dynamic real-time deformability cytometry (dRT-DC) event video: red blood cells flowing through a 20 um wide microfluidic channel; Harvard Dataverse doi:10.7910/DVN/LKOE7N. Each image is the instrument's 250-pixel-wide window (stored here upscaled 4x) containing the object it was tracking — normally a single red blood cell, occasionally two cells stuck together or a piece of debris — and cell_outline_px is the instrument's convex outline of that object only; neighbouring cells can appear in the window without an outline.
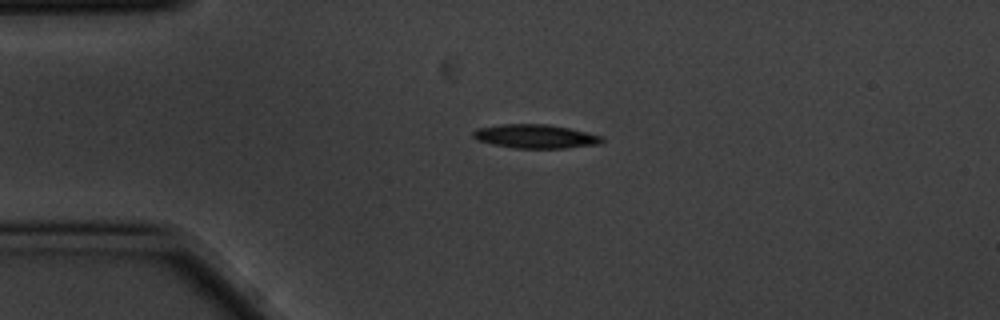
{"species": "common noctule bat (a hibernating species)", "species_latin": "Nyctalus noctula", "temperature_condition": "cold", "stored_images_in_passage": 1, "camera_frame_rate_fps": 3000, "um_per_image_px": 0.085, "animal": {"sex": "male", "body_mass_g": 20.1, "forearm_length_mm": 53.5}, "frame": {"image": 1, "passage_image": 1, "time_ms": 0.0, "image_size_px": [1000, 320], "cell_outline_px": [[604, 140], [600, 144], [564, 148], [516, 148], [492, 144], [476, 140], [472, 136], [472, 132], [476, 128], [500, 124], [548, 124], [568, 128], [604, 136]], "centroid_in_image_um": [45.49, 11.59], "position_along_channel_um": 39.5, "area_um2": 17.98}}